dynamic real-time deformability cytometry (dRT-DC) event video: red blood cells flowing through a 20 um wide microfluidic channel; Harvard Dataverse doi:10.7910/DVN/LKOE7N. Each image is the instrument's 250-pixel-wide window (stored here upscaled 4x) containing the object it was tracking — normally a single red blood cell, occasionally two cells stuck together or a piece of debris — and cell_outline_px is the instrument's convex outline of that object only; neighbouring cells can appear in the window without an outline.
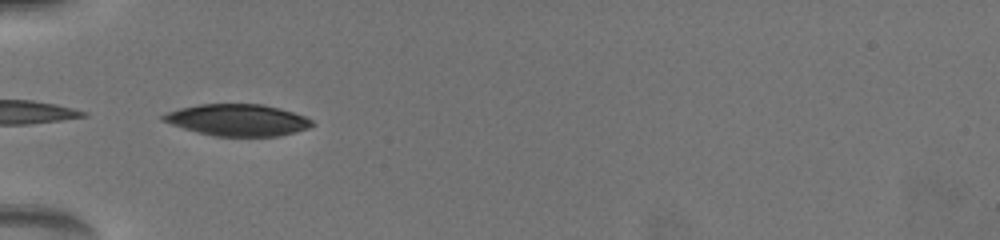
{"species": "common noctule bat (a hibernating species)", "species_latin": "Nyctalus noctula", "temperature_condition": "warm", "stored_images_in_passage": 5, "camera_frame_rate_fps": 3000, "um_per_image_px": 0.085, "animal": {"sex": "female", "body_mass_g": 19.5, "forearm_length_mm": 54.1}, "frame": {"image": 1, "passage_image": 1, "time_ms": 0.0, "image_size_px": [1000, 240], "cell_outline_px": [[312, 124], [308, 128], [276, 136], [216, 136], [184, 128], [160, 120], [160, 116], [168, 112], [180, 108], [200, 104], [260, 104], [280, 108], [304, 116], [312, 120]], "centroid_in_image_um": [20.17, 10.19], "position_along_channel_um": 64.8, "area_um2": 27.05}}
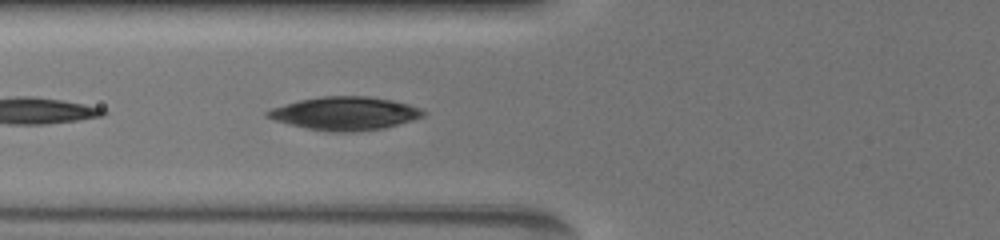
{"frame": {"image": 2, "passage_image": 4, "time_ms": 1.0, "image_size_px": [1000, 240], "cell_outline_px": [[428, 112], [424, 116], [412, 120], [384, 128], [352, 132], [328, 132], [288, 124], [276, 120], [268, 116], [264, 112], [272, 108], [300, 100], [324, 96], [368, 96], [392, 100], [408, 104], [420, 108]], "centroid_in_image_um": [29.36, 9.64], "position_along_channel_um": 96.4, "area_um2": 30.0}}